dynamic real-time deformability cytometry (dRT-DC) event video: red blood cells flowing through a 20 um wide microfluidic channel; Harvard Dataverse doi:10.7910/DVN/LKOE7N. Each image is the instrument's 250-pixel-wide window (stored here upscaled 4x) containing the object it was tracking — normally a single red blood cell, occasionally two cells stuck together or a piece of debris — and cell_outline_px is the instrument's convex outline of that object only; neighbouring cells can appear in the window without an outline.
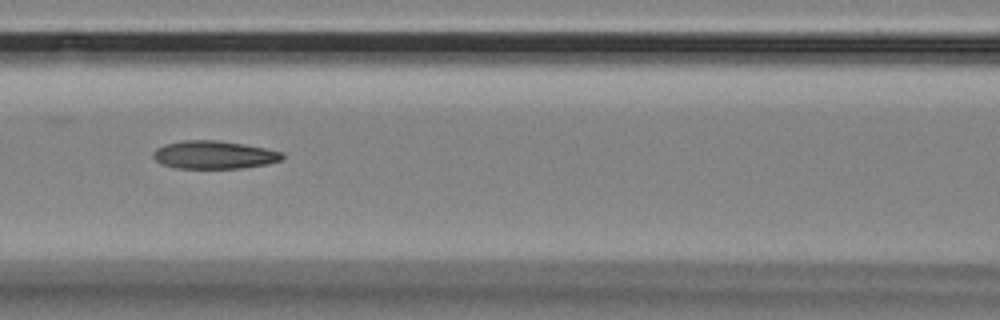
{"species": "Egyptian fruit bat (a non-hibernating species)", "species_latin": "Rousettus aegyptiacus", "temperature_condition": "room temperature", "stored_images_in_passage": 12, "camera_frame_rate_fps": 3000, "um_per_image_px": 0.085, "animal": {"sex": "female"}, "frame": {"image": 1, "passage_image": 4, "time_ms": 1.0, "image_size_px": [1000, 320], "cell_outline_px": [[284, 156], [280, 160], [268, 164], [244, 168], [176, 168], [160, 164], [152, 156], [152, 152], [156, 148], [164, 144], [184, 140], [216, 140], [244, 144], [284, 152]], "centroid_in_image_um": [18.17, 13.16], "position_along_channel_um": 148.4, "area_um2": 21.21}}
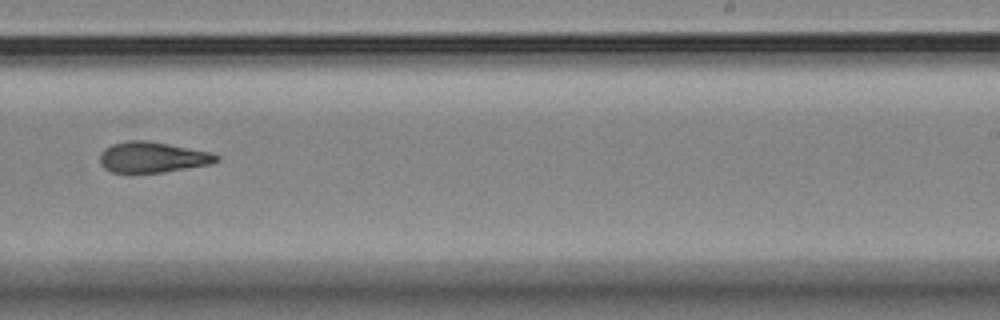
{"frame": {"image": 2, "passage_image": 7, "time_ms": 2.0, "image_size_px": [1000, 320], "cell_outline_px": [[220, 160], [212, 164], [160, 172], [112, 172], [104, 168], [100, 164], [100, 156], [104, 148], [112, 144], [128, 140], [148, 140], [212, 152], [220, 156]], "centroid_in_image_um": [12.99, 13.35], "position_along_channel_um": 276.0, "area_um2": 20.87}}
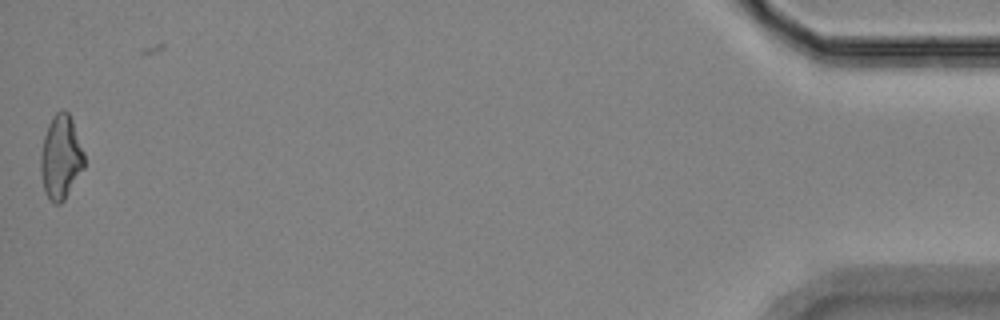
{"frame": {"image": 3, "passage_image": 12, "time_ms": 3.667, "image_size_px": [1000, 320], "cell_outline_px": [[84, 168], [64, 200], [60, 204], [52, 204], [48, 200], [44, 192], [40, 172], [40, 156], [44, 136], [48, 124], [52, 116], [60, 108], [64, 108], [68, 112], [72, 120], [84, 152]], "centroid_in_image_um": [5.15, 13.37], "position_along_channel_um": 430.0, "area_um2": 21.62}}